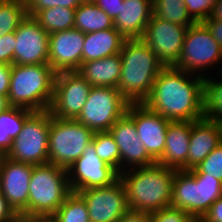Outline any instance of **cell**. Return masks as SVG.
I'll return each mask as SVG.
<instances>
[{"label":"cell","mask_w":222,"mask_h":222,"mask_svg":"<svg viewBox=\"0 0 222 222\" xmlns=\"http://www.w3.org/2000/svg\"><path fill=\"white\" fill-rule=\"evenodd\" d=\"M203 101V77L165 66L143 103L170 121H195L203 118Z\"/></svg>","instance_id":"obj_1"},{"label":"cell","mask_w":222,"mask_h":222,"mask_svg":"<svg viewBox=\"0 0 222 222\" xmlns=\"http://www.w3.org/2000/svg\"><path fill=\"white\" fill-rule=\"evenodd\" d=\"M176 169L153 164L119 173L130 210L151 213L170 206Z\"/></svg>","instance_id":"obj_2"},{"label":"cell","mask_w":222,"mask_h":222,"mask_svg":"<svg viewBox=\"0 0 222 222\" xmlns=\"http://www.w3.org/2000/svg\"><path fill=\"white\" fill-rule=\"evenodd\" d=\"M120 57L122 67L118 89L130 103H143L165 66L141 39H126Z\"/></svg>","instance_id":"obj_3"},{"label":"cell","mask_w":222,"mask_h":222,"mask_svg":"<svg viewBox=\"0 0 222 222\" xmlns=\"http://www.w3.org/2000/svg\"><path fill=\"white\" fill-rule=\"evenodd\" d=\"M56 72L49 64L12 65L8 103L33 112L49 110Z\"/></svg>","instance_id":"obj_4"},{"label":"cell","mask_w":222,"mask_h":222,"mask_svg":"<svg viewBox=\"0 0 222 222\" xmlns=\"http://www.w3.org/2000/svg\"><path fill=\"white\" fill-rule=\"evenodd\" d=\"M70 193L67 169L49 163L33 166L28 219L51 217Z\"/></svg>","instance_id":"obj_5"},{"label":"cell","mask_w":222,"mask_h":222,"mask_svg":"<svg viewBox=\"0 0 222 222\" xmlns=\"http://www.w3.org/2000/svg\"><path fill=\"white\" fill-rule=\"evenodd\" d=\"M221 196V181L200 176L194 169L176 170L170 206L186 211L199 221Z\"/></svg>","instance_id":"obj_6"},{"label":"cell","mask_w":222,"mask_h":222,"mask_svg":"<svg viewBox=\"0 0 222 222\" xmlns=\"http://www.w3.org/2000/svg\"><path fill=\"white\" fill-rule=\"evenodd\" d=\"M218 66L216 74L222 73V48L203 22H195L187 29L179 60L173 67L205 78Z\"/></svg>","instance_id":"obj_7"},{"label":"cell","mask_w":222,"mask_h":222,"mask_svg":"<svg viewBox=\"0 0 222 222\" xmlns=\"http://www.w3.org/2000/svg\"><path fill=\"white\" fill-rule=\"evenodd\" d=\"M94 132L76 119L51 115L48 163L68 169L91 143Z\"/></svg>","instance_id":"obj_8"},{"label":"cell","mask_w":222,"mask_h":222,"mask_svg":"<svg viewBox=\"0 0 222 222\" xmlns=\"http://www.w3.org/2000/svg\"><path fill=\"white\" fill-rule=\"evenodd\" d=\"M50 118L49 110L33 112L25 120L18 136L12 140L5 157L34 166L47 164Z\"/></svg>","instance_id":"obj_9"},{"label":"cell","mask_w":222,"mask_h":222,"mask_svg":"<svg viewBox=\"0 0 222 222\" xmlns=\"http://www.w3.org/2000/svg\"><path fill=\"white\" fill-rule=\"evenodd\" d=\"M129 104L116 87L92 86L76 120L93 132L109 131L126 114Z\"/></svg>","instance_id":"obj_10"},{"label":"cell","mask_w":222,"mask_h":222,"mask_svg":"<svg viewBox=\"0 0 222 222\" xmlns=\"http://www.w3.org/2000/svg\"><path fill=\"white\" fill-rule=\"evenodd\" d=\"M91 85L78 71L56 73L51 115L61 119H76L87 101Z\"/></svg>","instance_id":"obj_11"},{"label":"cell","mask_w":222,"mask_h":222,"mask_svg":"<svg viewBox=\"0 0 222 222\" xmlns=\"http://www.w3.org/2000/svg\"><path fill=\"white\" fill-rule=\"evenodd\" d=\"M67 175L71 192L106 187L119 179V173L97 156L92 142L67 169Z\"/></svg>","instance_id":"obj_12"},{"label":"cell","mask_w":222,"mask_h":222,"mask_svg":"<svg viewBox=\"0 0 222 222\" xmlns=\"http://www.w3.org/2000/svg\"><path fill=\"white\" fill-rule=\"evenodd\" d=\"M188 27L152 15L141 40L164 66H174L179 60Z\"/></svg>","instance_id":"obj_13"},{"label":"cell","mask_w":222,"mask_h":222,"mask_svg":"<svg viewBox=\"0 0 222 222\" xmlns=\"http://www.w3.org/2000/svg\"><path fill=\"white\" fill-rule=\"evenodd\" d=\"M77 193L87 205L90 222H118L129 210L127 195L119 179L112 185Z\"/></svg>","instance_id":"obj_14"},{"label":"cell","mask_w":222,"mask_h":222,"mask_svg":"<svg viewBox=\"0 0 222 222\" xmlns=\"http://www.w3.org/2000/svg\"><path fill=\"white\" fill-rule=\"evenodd\" d=\"M33 166L5 156L0 162V192L19 217L28 218L29 183Z\"/></svg>","instance_id":"obj_15"},{"label":"cell","mask_w":222,"mask_h":222,"mask_svg":"<svg viewBox=\"0 0 222 222\" xmlns=\"http://www.w3.org/2000/svg\"><path fill=\"white\" fill-rule=\"evenodd\" d=\"M126 114L134 121L140 141L157 162L163 155L170 120L150 110L144 103H130Z\"/></svg>","instance_id":"obj_16"},{"label":"cell","mask_w":222,"mask_h":222,"mask_svg":"<svg viewBox=\"0 0 222 222\" xmlns=\"http://www.w3.org/2000/svg\"><path fill=\"white\" fill-rule=\"evenodd\" d=\"M14 33V64H48L49 34L33 17L26 16Z\"/></svg>","instance_id":"obj_17"},{"label":"cell","mask_w":222,"mask_h":222,"mask_svg":"<svg viewBox=\"0 0 222 222\" xmlns=\"http://www.w3.org/2000/svg\"><path fill=\"white\" fill-rule=\"evenodd\" d=\"M120 153V173L137 167L156 164L140 141L134 121L125 114L110 128Z\"/></svg>","instance_id":"obj_18"},{"label":"cell","mask_w":222,"mask_h":222,"mask_svg":"<svg viewBox=\"0 0 222 222\" xmlns=\"http://www.w3.org/2000/svg\"><path fill=\"white\" fill-rule=\"evenodd\" d=\"M84 40L85 33L76 28L49 34L48 64L56 73L80 68Z\"/></svg>","instance_id":"obj_19"},{"label":"cell","mask_w":222,"mask_h":222,"mask_svg":"<svg viewBox=\"0 0 222 222\" xmlns=\"http://www.w3.org/2000/svg\"><path fill=\"white\" fill-rule=\"evenodd\" d=\"M220 143H222L221 124L204 117L191 121L187 170L196 168Z\"/></svg>","instance_id":"obj_20"},{"label":"cell","mask_w":222,"mask_h":222,"mask_svg":"<svg viewBox=\"0 0 222 222\" xmlns=\"http://www.w3.org/2000/svg\"><path fill=\"white\" fill-rule=\"evenodd\" d=\"M191 121H170L166 131L165 149L157 164L176 170H187Z\"/></svg>","instance_id":"obj_21"},{"label":"cell","mask_w":222,"mask_h":222,"mask_svg":"<svg viewBox=\"0 0 222 222\" xmlns=\"http://www.w3.org/2000/svg\"><path fill=\"white\" fill-rule=\"evenodd\" d=\"M152 15L153 0H124L114 27L125 39H141Z\"/></svg>","instance_id":"obj_22"},{"label":"cell","mask_w":222,"mask_h":222,"mask_svg":"<svg viewBox=\"0 0 222 222\" xmlns=\"http://www.w3.org/2000/svg\"><path fill=\"white\" fill-rule=\"evenodd\" d=\"M120 53L99 60L82 62L77 70L91 86L116 87L121 76Z\"/></svg>","instance_id":"obj_23"},{"label":"cell","mask_w":222,"mask_h":222,"mask_svg":"<svg viewBox=\"0 0 222 222\" xmlns=\"http://www.w3.org/2000/svg\"><path fill=\"white\" fill-rule=\"evenodd\" d=\"M125 40L115 27L86 33L82 62L99 60L120 53Z\"/></svg>","instance_id":"obj_24"},{"label":"cell","mask_w":222,"mask_h":222,"mask_svg":"<svg viewBox=\"0 0 222 222\" xmlns=\"http://www.w3.org/2000/svg\"><path fill=\"white\" fill-rule=\"evenodd\" d=\"M74 28L91 33L114 28V20L93 1H83L75 10Z\"/></svg>","instance_id":"obj_25"},{"label":"cell","mask_w":222,"mask_h":222,"mask_svg":"<svg viewBox=\"0 0 222 222\" xmlns=\"http://www.w3.org/2000/svg\"><path fill=\"white\" fill-rule=\"evenodd\" d=\"M33 113L28 109L10 107L0 114V154L5 156L12 140L21 132L25 120Z\"/></svg>","instance_id":"obj_26"},{"label":"cell","mask_w":222,"mask_h":222,"mask_svg":"<svg viewBox=\"0 0 222 222\" xmlns=\"http://www.w3.org/2000/svg\"><path fill=\"white\" fill-rule=\"evenodd\" d=\"M76 8L56 6L39 11L33 18L48 33L74 28Z\"/></svg>","instance_id":"obj_27"},{"label":"cell","mask_w":222,"mask_h":222,"mask_svg":"<svg viewBox=\"0 0 222 222\" xmlns=\"http://www.w3.org/2000/svg\"><path fill=\"white\" fill-rule=\"evenodd\" d=\"M204 78L203 117L222 124V73Z\"/></svg>","instance_id":"obj_28"},{"label":"cell","mask_w":222,"mask_h":222,"mask_svg":"<svg viewBox=\"0 0 222 222\" xmlns=\"http://www.w3.org/2000/svg\"><path fill=\"white\" fill-rule=\"evenodd\" d=\"M153 15L182 26H191L195 23L187 12L184 0H153Z\"/></svg>","instance_id":"obj_29"},{"label":"cell","mask_w":222,"mask_h":222,"mask_svg":"<svg viewBox=\"0 0 222 222\" xmlns=\"http://www.w3.org/2000/svg\"><path fill=\"white\" fill-rule=\"evenodd\" d=\"M50 218L53 222H90L87 205L77 192H71Z\"/></svg>","instance_id":"obj_30"},{"label":"cell","mask_w":222,"mask_h":222,"mask_svg":"<svg viewBox=\"0 0 222 222\" xmlns=\"http://www.w3.org/2000/svg\"><path fill=\"white\" fill-rule=\"evenodd\" d=\"M26 16L25 1L0 0V36L15 32Z\"/></svg>","instance_id":"obj_31"},{"label":"cell","mask_w":222,"mask_h":222,"mask_svg":"<svg viewBox=\"0 0 222 222\" xmlns=\"http://www.w3.org/2000/svg\"><path fill=\"white\" fill-rule=\"evenodd\" d=\"M97 156L120 173V153L110 131L94 132L92 141Z\"/></svg>","instance_id":"obj_32"},{"label":"cell","mask_w":222,"mask_h":222,"mask_svg":"<svg viewBox=\"0 0 222 222\" xmlns=\"http://www.w3.org/2000/svg\"><path fill=\"white\" fill-rule=\"evenodd\" d=\"M194 170L200 176L214 177L222 182V143L214 148Z\"/></svg>","instance_id":"obj_33"},{"label":"cell","mask_w":222,"mask_h":222,"mask_svg":"<svg viewBox=\"0 0 222 222\" xmlns=\"http://www.w3.org/2000/svg\"><path fill=\"white\" fill-rule=\"evenodd\" d=\"M150 222H198L186 211L168 206L150 213Z\"/></svg>","instance_id":"obj_34"},{"label":"cell","mask_w":222,"mask_h":222,"mask_svg":"<svg viewBox=\"0 0 222 222\" xmlns=\"http://www.w3.org/2000/svg\"><path fill=\"white\" fill-rule=\"evenodd\" d=\"M84 0H25L27 16L34 17L39 11L56 6L77 8Z\"/></svg>","instance_id":"obj_35"},{"label":"cell","mask_w":222,"mask_h":222,"mask_svg":"<svg viewBox=\"0 0 222 222\" xmlns=\"http://www.w3.org/2000/svg\"><path fill=\"white\" fill-rule=\"evenodd\" d=\"M218 0H184L187 12L195 22H203L211 13Z\"/></svg>","instance_id":"obj_36"},{"label":"cell","mask_w":222,"mask_h":222,"mask_svg":"<svg viewBox=\"0 0 222 222\" xmlns=\"http://www.w3.org/2000/svg\"><path fill=\"white\" fill-rule=\"evenodd\" d=\"M15 33L0 36V64H14Z\"/></svg>","instance_id":"obj_37"},{"label":"cell","mask_w":222,"mask_h":222,"mask_svg":"<svg viewBox=\"0 0 222 222\" xmlns=\"http://www.w3.org/2000/svg\"><path fill=\"white\" fill-rule=\"evenodd\" d=\"M93 2L114 20L119 15V10L124 0H93Z\"/></svg>","instance_id":"obj_38"},{"label":"cell","mask_w":222,"mask_h":222,"mask_svg":"<svg viewBox=\"0 0 222 222\" xmlns=\"http://www.w3.org/2000/svg\"><path fill=\"white\" fill-rule=\"evenodd\" d=\"M198 222H222V196L210 206Z\"/></svg>","instance_id":"obj_39"},{"label":"cell","mask_w":222,"mask_h":222,"mask_svg":"<svg viewBox=\"0 0 222 222\" xmlns=\"http://www.w3.org/2000/svg\"><path fill=\"white\" fill-rule=\"evenodd\" d=\"M12 65L0 64V95L7 97L10 88Z\"/></svg>","instance_id":"obj_40"},{"label":"cell","mask_w":222,"mask_h":222,"mask_svg":"<svg viewBox=\"0 0 222 222\" xmlns=\"http://www.w3.org/2000/svg\"><path fill=\"white\" fill-rule=\"evenodd\" d=\"M18 217L19 216L9 206L7 200L4 198L3 194L0 192V222H13Z\"/></svg>","instance_id":"obj_41"},{"label":"cell","mask_w":222,"mask_h":222,"mask_svg":"<svg viewBox=\"0 0 222 222\" xmlns=\"http://www.w3.org/2000/svg\"><path fill=\"white\" fill-rule=\"evenodd\" d=\"M118 222H150V213L129 209Z\"/></svg>","instance_id":"obj_42"},{"label":"cell","mask_w":222,"mask_h":222,"mask_svg":"<svg viewBox=\"0 0 222 222\" xmlns=\"http://www.w3.org/2000/svg\"><path fill=\"white\" fill-rule=\"evenodd\" d=\"M203 23L207 26V28L212 34V37L217 41V43L222 48V20L205 19Z\"/></svg>","instance_id":"obj_43"},{"label":"cell","mask_w":222,"mask_h":222,"mask_svg":"<svg viewBox=\"0 0 222 222\" xmlns=\"http://www.w3.org/2000/svg\"><path fill=\"white\" fill-rule=\"evenodd\" d=\"M208 20H222V0H218L213 6Z\"/></svg>","instance_id":"obj_44"},{"label":"cell","mask_w":222,"mask_h":222,"mask_svg":"<svg viewBox=\"0 0 222 222\" xmlns=\"http://www.w3.org/2000/svg\"><path fill=\"white\" fill-rule=\"evenodd\" d=\"M11 106L8 103V98L0 95V114L5 112Z\"/></svg>","instance_id":"obj_45"},{"label":"cell","mask_w":222,"mask_h":222,"mask_svg":"<svg viewBox=\"0 0 222 222\" xmlns=\"http://www.w3.org/2000/svg\"><path fill=\"white\" fill-rule=\"evenodd\" d=\"M33 222H53V220L48 217V218H33Z\"/></svg>","instance_id":"obj_46"},{"label":"cell","mask_w":222,"mask_h":222,"mask_svg":"<svg viewBox=\"0 0 222 222\" xmlns=\"http://www.w3.org/2000/svg\"><path fill=\"white\" fill-rule=\"evenodd\" d=\"M13 222H33V219H28L24 217H18L15 221Z\"/></svg>","instance_id":"obj_47"}]
</instances>
